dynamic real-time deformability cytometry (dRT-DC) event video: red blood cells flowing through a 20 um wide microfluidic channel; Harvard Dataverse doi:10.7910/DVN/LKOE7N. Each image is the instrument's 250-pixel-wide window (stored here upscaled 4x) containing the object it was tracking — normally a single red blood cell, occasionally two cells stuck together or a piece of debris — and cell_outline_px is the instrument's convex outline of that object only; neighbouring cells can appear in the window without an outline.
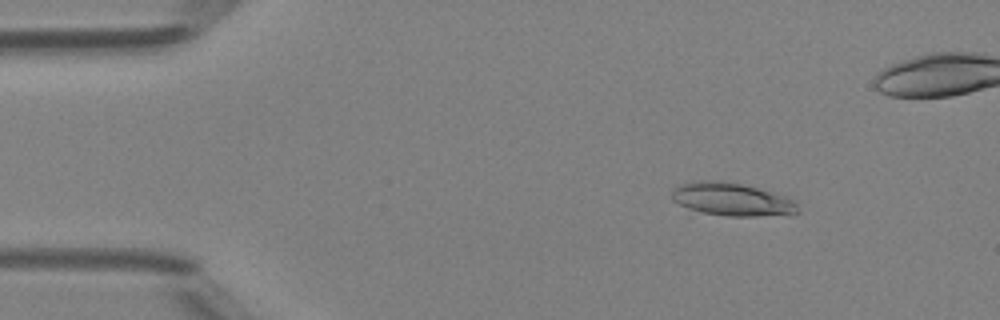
{"species": "Egyptian fruit bat (a non-hibernating species)", "species_latin": "Rousettus aegyptiacus", "temperature_condition": "room temperature", "stored_images_in_passage": 50, "camera_frame_rate_fps": 3000, "um_per_image_px": 0.085, "animal": {"sex": "female"}, "frame": {"image": 1, "passage_image": 7, "time_ms": 2.0, "image_size_px": [1000, 320], "cell_outline_px": [[800, 212], [756, 216], [688, 216], [672, 200], [672, 192], [680, 184], [700, 180], [720, 180], [740, 184], [788, 196], [796, 200]], "centroid_in_image_um": [62.05, 17.0], "position_along_channel_um": 23.0, "area_um2": 25.43}}
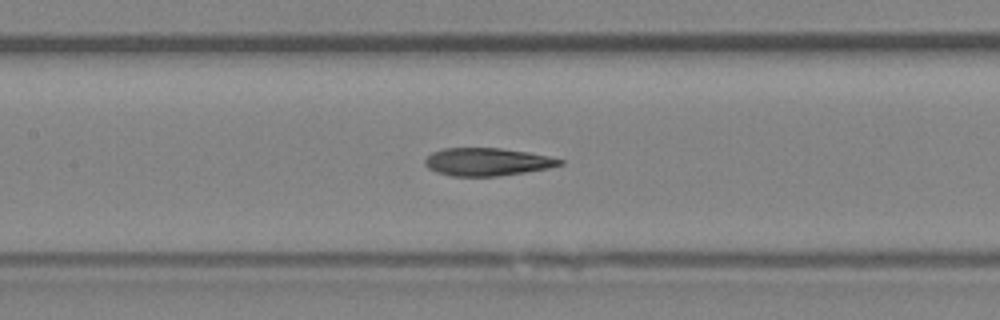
{"frame": {"image": 2, "passage_image": 23, "time_ms": 7.333, "image_size_px": [1000, 320], "cell_outline_px": [[564, 164], [548, 168], [524, 172], [496, 176], [452, 176], [436, 172], [428, 168], [424, 164], [424, 160], [432, 152], [444, 148], [500, 148], [528, 152], [548, 156], [564, 160]], "centroid_in_image_um": [41.39, 13.75], "position_along_channel_um": 166.0, "area_um2": 21.79}}
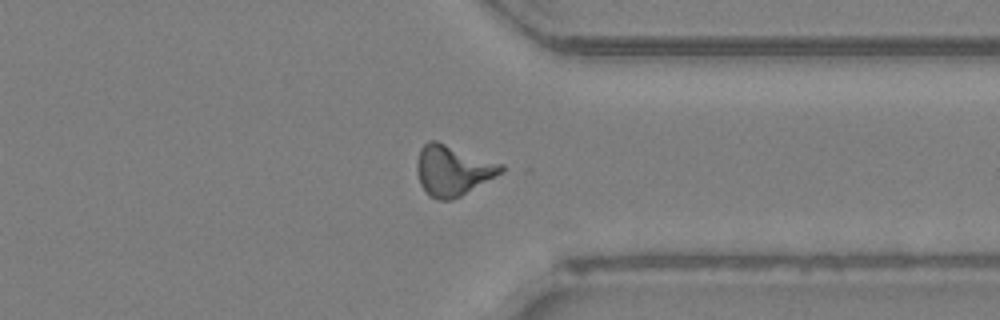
{"frame": {"image": 3, "passage_image": 38, "time_ms": 12.333, "image_size_px": [1000, 320], "cell_outline_px": [[504, 168], [500, 172], [460, 196], [452, 200], [440, 200], [428, 196], [420, 184], [416, 172], [416, 160], [420, 148], [428, 140], [436, 140], [504, 164]], "centroid_in_image_um": [38.41, 14.46], "position_along_channel_um": 373.0, "area_um2": 24.62}, "authors_computed_cell_mechanics": {"area_um2": 22.5998, "velocity_mm_per_s": 4.1725, "shape_relaxation_time_tau1_ms": 5.5905, "shape_relaxation_time_tau2_ms": 2.9241, "deformation_change_tau1": 0.1999, "deformation_change_tau2": 0.1363}}